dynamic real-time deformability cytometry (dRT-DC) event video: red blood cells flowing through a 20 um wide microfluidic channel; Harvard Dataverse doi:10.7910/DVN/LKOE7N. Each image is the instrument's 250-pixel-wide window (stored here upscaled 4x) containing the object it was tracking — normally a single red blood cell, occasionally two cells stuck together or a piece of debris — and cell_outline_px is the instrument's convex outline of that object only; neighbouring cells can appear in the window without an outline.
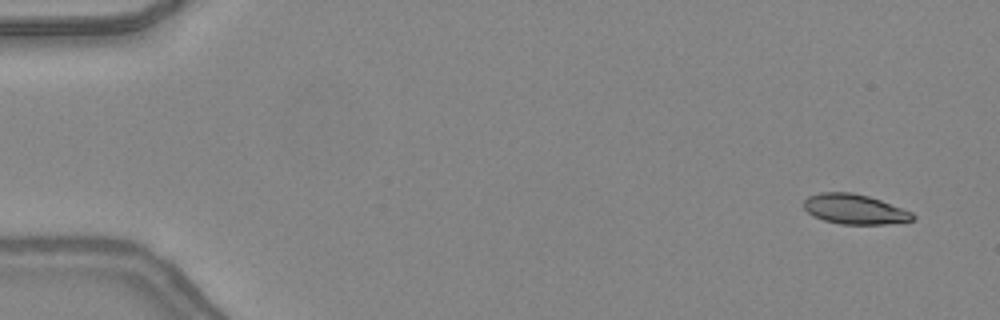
{"species": "common noctule bat (a hibernating species)", "species_latin": "Nyctalus noctula", "temperature_condition": "warm", "stored_images_in_passage": 46, "camera_frame_rate_fps": 3000, "um_per_image_px": 0.085, "animal": {"sex": "female", "body_mass_g": 24.6, "forearm_length_mm": 56.2}, "frame": {"image": 1, "passage_image": 1, "time_ms": 0.0, "image_size_px": [1000, 320], "cell_outline_px": [[916, 216], [912, 220], [884, 224], [840, 224], [824, 220], [812, 216], [804, 208], [804, 200], [808, 196], [820, 192], [852, 192], [868, 196], [880, 200], [912, 212]], "centroid_in_image_um": [72.61, 17.77], "position_along_channel_um": 12.4, "area_um2": 18.9}}
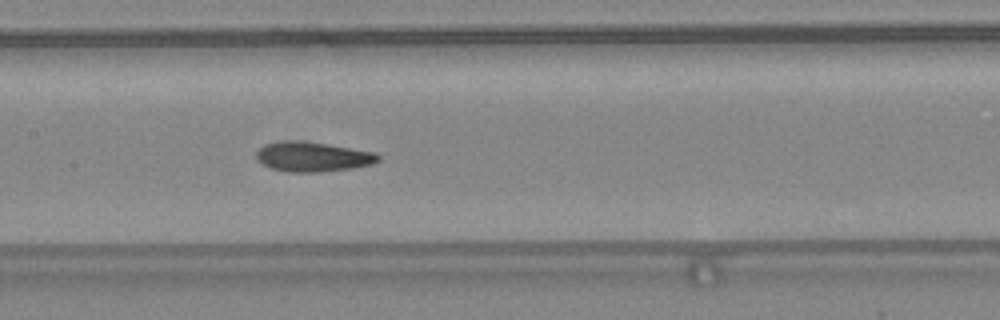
{"frame": {"image": 2, "passage_image": 22, "time_ms": 7.0, "image_size_px": [1000, 320], "cell_outline_px": [[380, 160], [372, 164], [352, 168], [320, 172], [292, 172], [268, 168], [256, 160], [256, 152], [264, 144], [284, 140], [300, 140], [328, 144], [376, 152], [380, 156]], "centroid_in_image_um": [26.56, 13.32], "position_along_channel_um": 180.8, "area_um2": 21.39}}
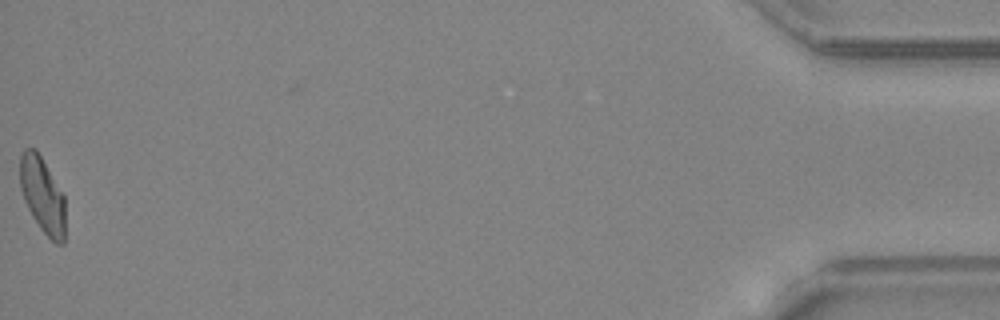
{"frame": {"image": 3, "passage_image": 46, "time_ms": 15.0, "image_size_px": [1000, 320], "cell_outline_px": [[64, 244], [56, 244], [40, 228], [32, 216], [24, 200], [20, 188], [20, 152], [24, 148], [36, 148], [64, 196]], "centroid_in_image_um": [3.58, 16.56], "position_along_channel_um": 431.6, "area_um2": 19.88}, "authors_computed_cell_mechanics": {"area_um2": 20.23, "velocity_mm_per_s": 4.3777, "shape_relaxation_time_tau1_ms": 10.1413, "shape_relaxation_time_tau2_ms": 3.2677, "deformation_change_tau1": 0.2532, "deformation_change_tau2": 0.1177}}